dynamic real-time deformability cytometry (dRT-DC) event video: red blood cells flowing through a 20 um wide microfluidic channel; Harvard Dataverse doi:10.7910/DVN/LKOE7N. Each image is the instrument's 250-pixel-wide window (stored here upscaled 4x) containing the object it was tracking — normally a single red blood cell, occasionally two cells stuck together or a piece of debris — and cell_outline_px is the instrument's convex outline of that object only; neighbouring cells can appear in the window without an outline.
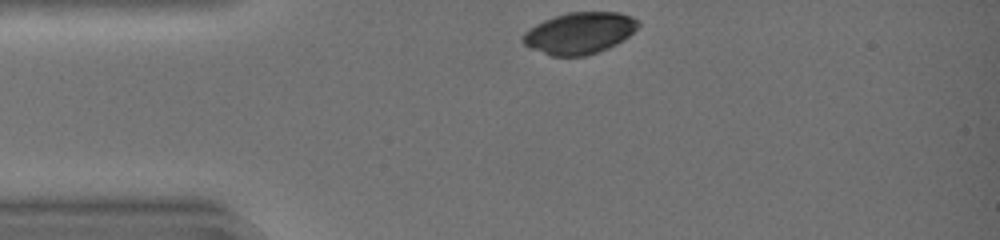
{"species": "common noctule bat (a hibernating species)", "species_latin": "Nyctalus noctula", "temperature_condition": "warm", "stored_images_in_passage": 29, "camera_frame_rate_fps": 3000, "um_per_image_px": 0.085, "animal": {"sex": "female", "body_mass_g": 19.0, "forearm_length_mm": 51.5}, "frame": {"image": 1, "passage_image": 1, "time_ms": 0.0, "image_size_px": [1000, 240], "cell_outline_px": [[640, 24], [624, 40], [608, 48], [584, 56], [552, 56], [528, 48], [520, 40], [524, 32], [528, 28], [544, 20], [568, 12], [620, 12], [632, 16], [640, 20]], "centroid_in_image_um": [49.24, 2.81], "position_along_channel_um": 35.8, "area_um2": 28.09}}
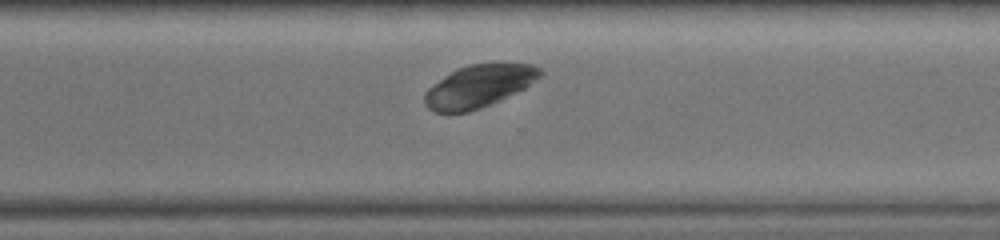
{"frame": {"image": 2, "passage_image": 24, "time_ms": 7.667, "image_size_px": [1000, 240], "cell_outline_px": [[544, 72], [540, 76], [524, 88], [516, 92], [480, 108], [468, 112], [436, 112], [428, 108], [424, 104], [424, 92], [428, 88], [444, 76], [456, 68], [468, 64], [532, 64], [540, 68]], "centroid_in_image_um": [40.66, 7.32], "position_along_channel_um": 329.9, "area_um2": 28.21}}
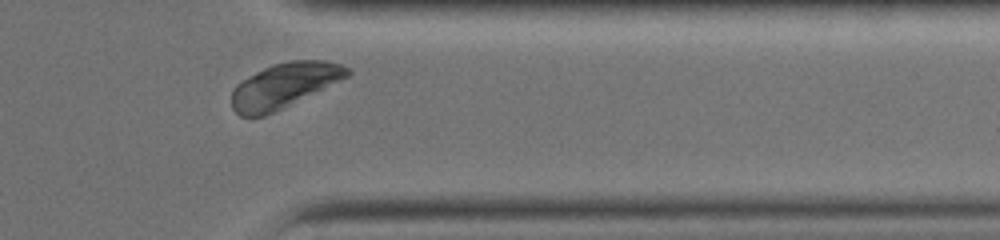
{"frame": {"image": 3, "passage_image": 28, "time_ms": 9.0, "image_size_px": [1000, 240], "cell_outline_px": [[352, 72], [348, 76], [284, 108], [264, 116], [240, 116], [232, 108], [232, 92], [236, 84], [256, 72], [272, 64], [288, 60], [324, 60], [340, 64], [348, 68]], "centroid_in_image_um": [24.14, 7.26], "position_along_channel_um": 387.3, "area_um2": 30.0}}